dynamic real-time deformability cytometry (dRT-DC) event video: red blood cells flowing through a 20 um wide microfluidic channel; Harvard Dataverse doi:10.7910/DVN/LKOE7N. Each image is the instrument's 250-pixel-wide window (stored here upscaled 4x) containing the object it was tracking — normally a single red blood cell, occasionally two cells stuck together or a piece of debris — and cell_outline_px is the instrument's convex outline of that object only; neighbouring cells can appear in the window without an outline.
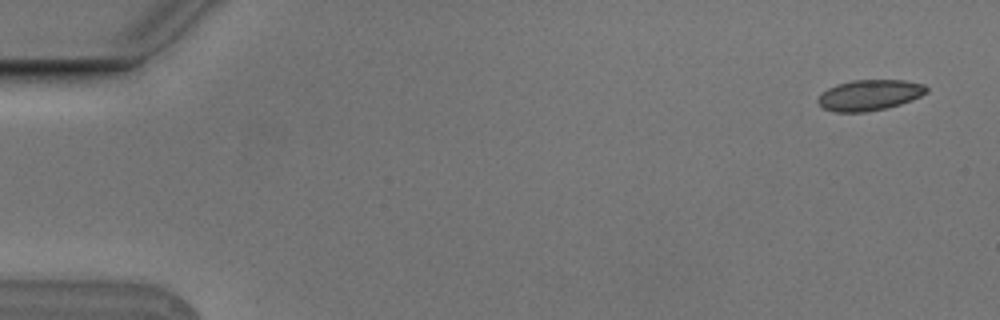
{"species": "Egyptian fruit bat (a non-hibernating species)", "species_latin": "Rousettus aegyptiacus", "temperature_condition": "cold", "stored_images_in_passage": 6, "segment_of_instrument_passage": [1, 2], "camera_frame_rate_fps": 3000, "um_per_image_px": 0.085, "animal": {"sex": "male"}, "frame": {"image": 1, "passage_image": 1, "time_ms": 0.0, "image_size_px": [1000, 320], "cell_outline_px": [[928, 92], [912, 100], [888, 108], [864, 112], [836, 112], [824, 108], [816, 100], [820, 92], [836, 84], [852, 80], [904, 80], [924, 84], [928, 88]], "centroid_in_image_um": [73.9, 8.08], "position_along_channel_um": 11.1, "area_um2": 19.59}}